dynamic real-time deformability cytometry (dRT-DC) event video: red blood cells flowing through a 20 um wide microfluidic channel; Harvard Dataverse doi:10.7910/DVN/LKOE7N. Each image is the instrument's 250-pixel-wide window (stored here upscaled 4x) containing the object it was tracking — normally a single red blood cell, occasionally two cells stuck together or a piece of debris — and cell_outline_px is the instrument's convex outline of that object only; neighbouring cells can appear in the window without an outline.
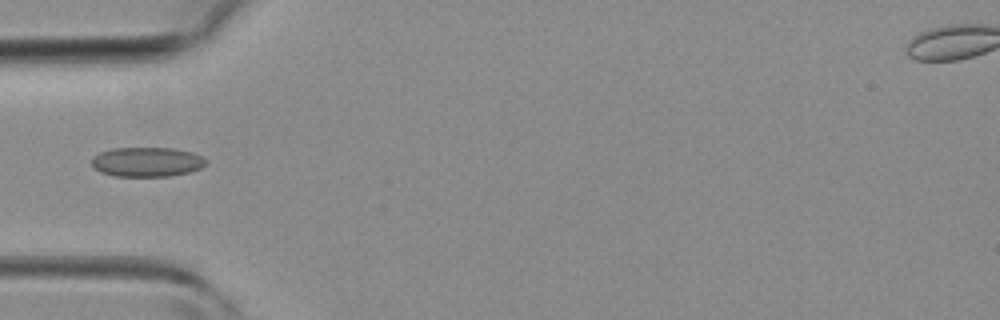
{"species": "common noctule bat (a hibernating species)", "species_latin": "Nyctalus noctula", "temperature_condition": "room temperature", "stored_images_in_passage": 28, "camera_frame_rate_fps": 3000, "um_per_image_px": 0.085, "animal": {"sex": "female", "body_mass_g": 19.3, "forearm_length_mm": 54.1}, "frame": {"image": 1, "passage_image": 2, "time_ms": 0.333, "image_size_px": [1000, 320], "cell_outline_px": [[208, 164], [200, 168], [188, 172], [168, 176], [116, 176], [100, 172], [92, 164], [92, 156], [100, 152], [112, 148], [172, 148], [192, 152], [208, 160]], "centroid_in_image_um": [12.5, 13.76], "position_along_channel_um": 72.5, "area_um2": 19.65}}
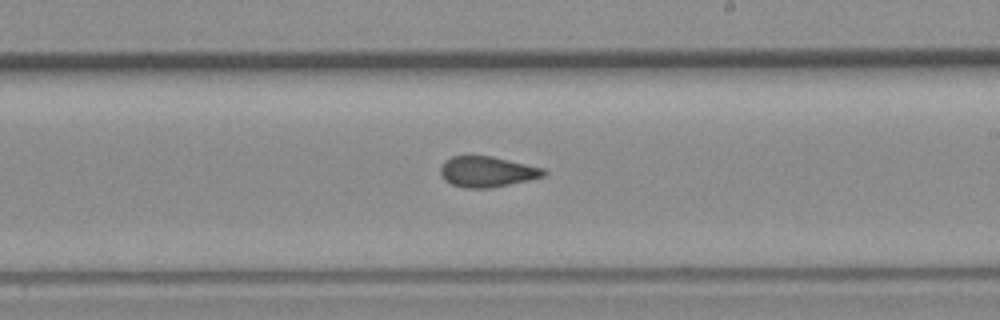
{"frame": {"image": 2, "passage_image": 13, "time_ms": 4.0, "image_size_px": [1000, 320], "cell_outline_px": [[548, 172], [544, 176], [528, 180], [492, 188], [464, 188], [452, 184], [444, 180], [440, 172], [440, 168], [444, 160], [452, 156], [492, 156], [544, 168]], "centroid_in_image_um": [41.4, 14.59], "position_along_channel_um": 247.6, "area_um2": 18.5}}
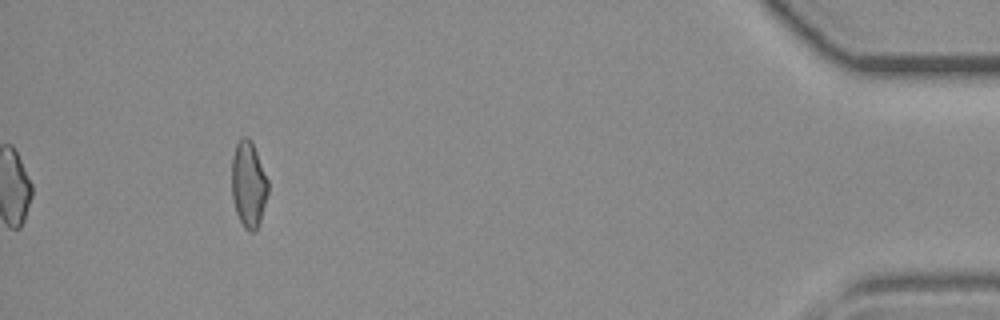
{"frame": {"image": 3, "passage_image": 28, "time_ms": 9.0, "image_size_px": [1000, 320], "cell_outline_px": [[268, 192], [260, 224], [252, 232], [248, 232], [244, 228], [236, 212], [232, 196], [232, 156], [236, 144], [244, 136], [248, 136], [252, 140], [268, 180]], "centroid_in_image_um": [21.13, 15.67], "position_along_channel_um": 414.1, "area_um2": 18.32}}